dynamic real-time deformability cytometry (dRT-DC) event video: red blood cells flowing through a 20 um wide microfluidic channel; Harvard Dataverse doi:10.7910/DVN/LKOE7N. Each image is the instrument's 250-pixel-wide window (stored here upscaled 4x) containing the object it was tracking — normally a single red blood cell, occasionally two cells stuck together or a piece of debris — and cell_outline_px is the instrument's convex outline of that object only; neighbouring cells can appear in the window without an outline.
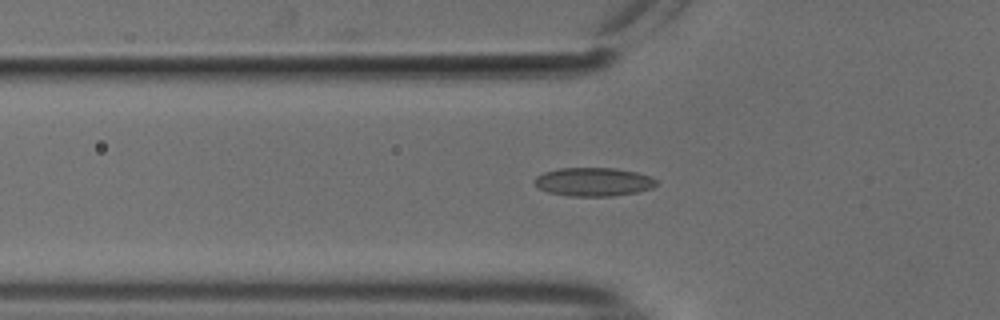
{"species": "common noctule bat (a hibernating species)", "species_latin": "Nyctalus noctula", "temperature_condition": "cold", "stored_images_in_passage": 53, "camera_frame_rate_fps": 3000, "um_per_image_px": 0.085, "animal": {"sex": "male", "body_mass_g": 18.8}, "frame": {"image": 1, "passage_image": 18, "time_ms": 5.667, "image_size_px": [1000, 320], "cell_outline_px": [[656, 184], [652, 188], [636, 192], [612, 196], [568, 196], [548, 192], [536, 188], [536, 176], [544, 172], [560, 168], [616, 168], [636, 172], [652, 176], [656, 180]], "centroid_in_image_um": [50.44, 15.46], "position_along_channel_um": 75.4, "area_um2": 20.29}}
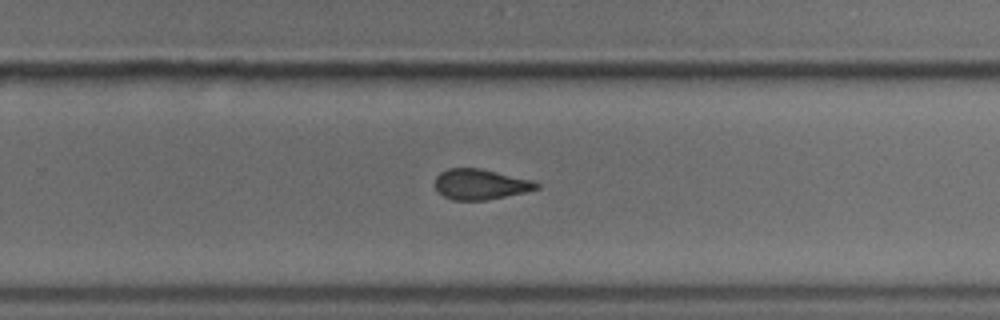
{"frame": {"image": 2, "passage_image": 35, "time_ms": 11.333, "image_size_px": [1000, 320], "cell_outline_px": [[540, 188], [524, 192], [484, 200], [452, 200], [436, 192], [436, 176], [440, 172], [448, 168], [480, 168], [532, 180], [540, 184]], "centroid_in_image_um": [40.81, 15.66], "position_along_channel_um": 289.0, "area_um2": 17.92}}
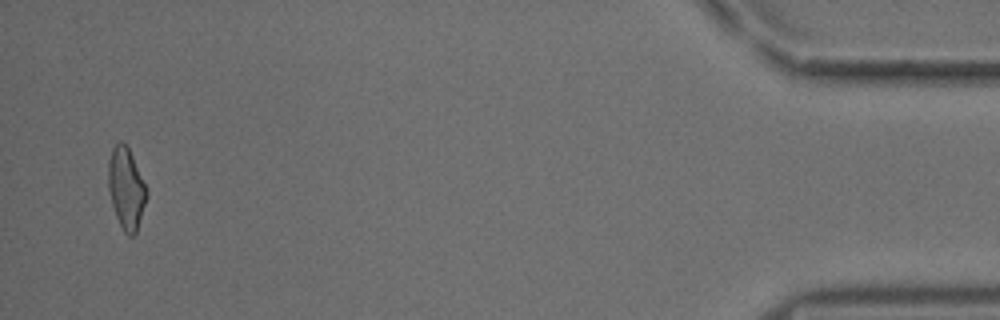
{"frame": {"image": 3, "passage_image": 52, "time_ms": 17.0, "image_size_px": [1000, 320], "cell_outline_px": [[148, 196], [136, 232], [132, 236], [128, 236], [124, 232], [116, 216], [112, 204], [108, 188], [108, 160], [112, 148], [120, 140], [128, 148], [132, 156], [148, 192]], "centroid_in_image_um": [10.72, 16.02], "position_along_channel_um": 424.5, "area_um2": 17.98}, "authors_computed_cell_mechanics": {"area_um2": 18.7272, "velocity_mm_per_s": 3.7556, "shape_relaxation_time_tau1_ms": null, "shape_relaxation_time_tau2_ms": 3.639, "deformation_change_tau1": null, "deformation_change_tau2": 0.0851}}